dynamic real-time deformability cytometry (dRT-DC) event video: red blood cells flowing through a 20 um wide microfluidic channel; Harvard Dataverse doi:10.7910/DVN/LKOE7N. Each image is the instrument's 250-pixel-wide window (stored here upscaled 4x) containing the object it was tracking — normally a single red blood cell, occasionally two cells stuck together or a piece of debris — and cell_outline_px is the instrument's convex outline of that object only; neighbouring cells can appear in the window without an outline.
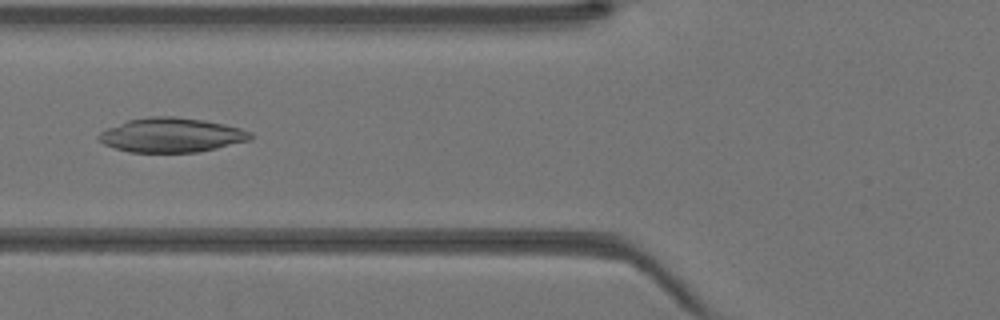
{"species": "Egyptian fruit bat (a non-hibernating species)", "species_latin": "Rousettus aegyptiacus", "temperature_condition": "warm", "stored_images_in_passage": 19, "camera_frame_rate_fps": 3000, "um_per_image_px": 0.085, "animal": {"sex": "female"}, "frame": {"image": 1, "passage_image": 4, "time_ms": 1.0, "image_size_px": [1000, 320], "cell_outline_px": [[252, 140], [200, 152], [128, 152], [104, 144], [96, 136], [100, 132], [108, 128], [128, 120], [148, 116], [172, 116], [204, 120], [224, 124], [240, 128], [252, 132]], "centroid_in_image_um": [14.6, 11.48], "position_along_channel_um": 111.2, "area_um2": 30.46}}
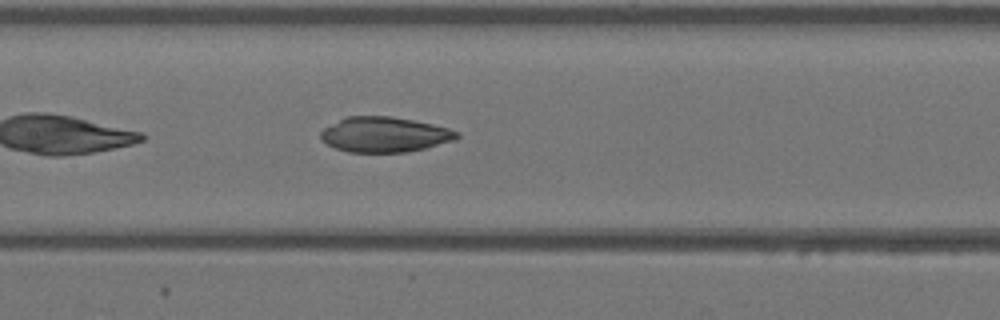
{"frame": {"image": 2, "passage_image": 8, "time_ms": 2.333, "image_size_px": [1000, 320], "cell_outline_px": [[460, 136], [456, 140], [424, 148], [404, 152], [348, 152], [336, 148], [320, 140], [320, 132], [324, 128], [344, 116], [392, 116], [432, 124], [448, 128], [460, 132]], "centroid_in_image_um": [32.68, 11.43], "position_along_channel_um": 174.7, "area_um2": 27.98}}
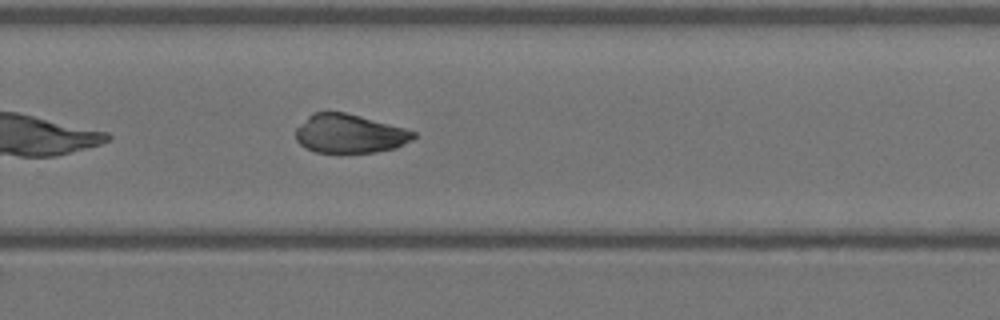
{"frame": {"image": 3, "passage_image": 16, "time_ms": 5.0, "image_size_px": [1000, 320], "cell_outline_px": [[416, 136], [412, 140], [396, 148], [376, 152], [340, 156], [316, 152], [304, 148], [296, 140], [296, 128], [312, 112], [344, 112], [360, 116], [404, 128], [416, 132]], "centroid_in_image_um": [29.69, 11.42], "position_along_channel_um": 300.1, "area_um2": 27.4}}